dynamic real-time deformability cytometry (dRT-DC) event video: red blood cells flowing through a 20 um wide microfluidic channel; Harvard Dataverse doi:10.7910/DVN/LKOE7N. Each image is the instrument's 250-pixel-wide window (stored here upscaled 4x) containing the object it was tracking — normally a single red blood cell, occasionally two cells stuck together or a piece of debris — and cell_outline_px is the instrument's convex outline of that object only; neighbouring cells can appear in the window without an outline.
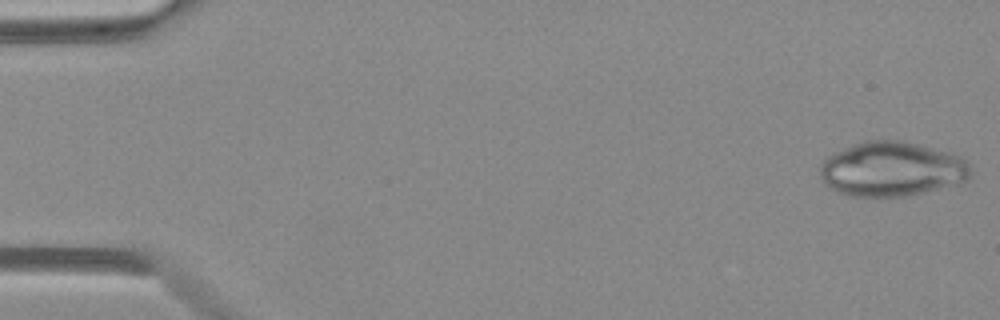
{"species": "Egyptian fruit bat (a non-hibernating species)", "species_latin": "Rousettus aegyptiacus", "temperature_condition": "warm", "stored_images_in_passage": 48, "camera_frame_rate_fps": 3000, "um_per_image_px": 0.085, "animal": {"sex": "female"}, "frame": {"image": 1, "passage_image": 1, "time_ms": 0.0, "image_size_px": [1000, 320], "cell_outline_px": [[968, 180], [960, 184], [908, 196], [848, 196], [828, 188], [824, 184], [820, 176], [820, 168], [824, 160], [828, 156], [852, 144], [868, 140], [900, 140], [920, 144], [948, 152], [960, 156], [968, 164]], "centroid_in_image_um": [75.78, 14.38], "position_along_channel_um": 9.2, "area_um2": 48.03}}
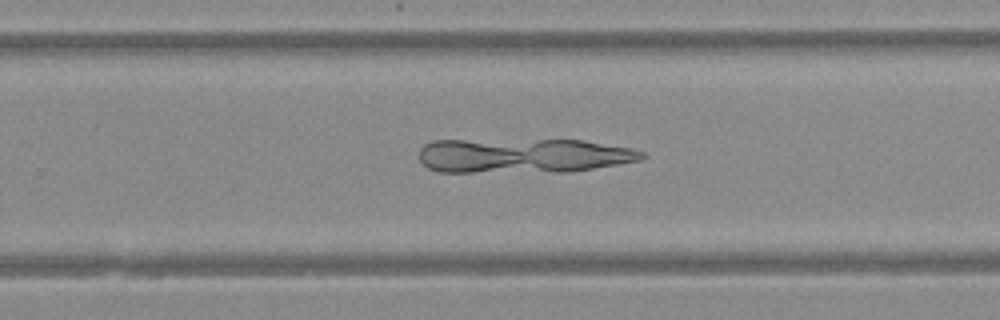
{"frame": {"image": 2, "passage_image": 31, "time_ms": 10.0, "image_size_px": [1000, 320], "cell_outline_px": [[648, 156], [640, 160], [568, 172], [436, 172], [428, 168], [420, 160], [420, 148], [424, 144], [432, 140], [584, 140], [632, 148], [644, 152]], "centroid_in_image_um": [44.45, 13.23], "position_along_channel_um": 285.3, "area_um2": 45.26}}
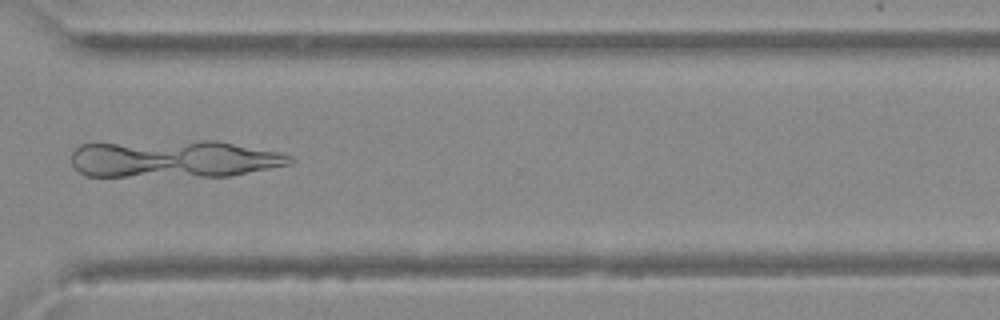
{"frame": {"image": 3, "passage_image": 36, "time_ms": 11.667, "image_size_px": [1000, 320], "cell_outline_px": [[296, 160], [292, 164], [228, 176], [84, 176], [72, 164], [72, 152], [80, 144], [200, 140], [216, 140], [280, 152], [292, 156]], "centroid_in_image_um": [14.83, 13.5], "position_along_channel_um": 355.8, "area_um2": 47.86}}